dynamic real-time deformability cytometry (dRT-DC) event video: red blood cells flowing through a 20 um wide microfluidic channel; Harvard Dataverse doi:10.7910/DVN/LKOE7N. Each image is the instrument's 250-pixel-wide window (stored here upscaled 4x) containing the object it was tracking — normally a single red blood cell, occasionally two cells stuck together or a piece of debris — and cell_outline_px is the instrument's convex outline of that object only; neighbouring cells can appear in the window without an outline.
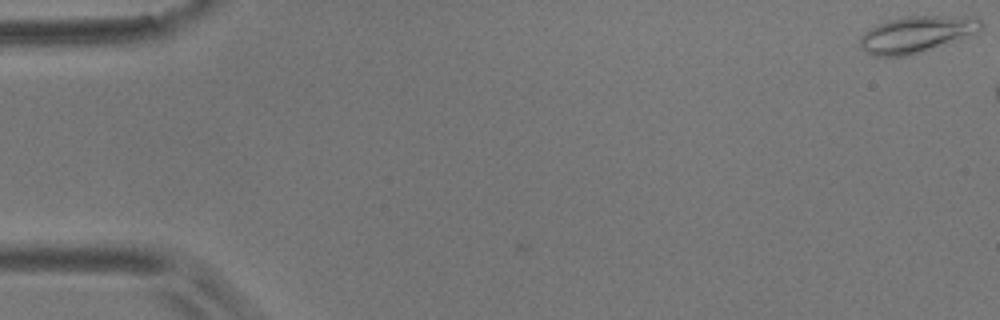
{"species": "common noctule bat (a hibernating species)", "species_latin": "Nyctalus noctula", "temperature_condition": "room temperature", "stored_images_in_passage": 3, "camera_frame_rate_fps": 3000, "um_per_image_px": 0.085, "animal": {"sex": "male", "body_mass_g": 17.9}, "frame": {"image": 1, "passage_image": 1, "time_ms": 0.0, "image_size_px": [1000, 320], "cell_outline_px": [[984, 24], [976, 32], [920, 52], [908, 56], [876, 56], [868, 52], [860, 44], [860, 36], [864, 32], [888, 20], [904, 16], [964, 16], [980, 20]], "centroid_in_image_um": [77.87, 2.9], "position_along_channel_um": 7.1, "area_um2": 24.91}}